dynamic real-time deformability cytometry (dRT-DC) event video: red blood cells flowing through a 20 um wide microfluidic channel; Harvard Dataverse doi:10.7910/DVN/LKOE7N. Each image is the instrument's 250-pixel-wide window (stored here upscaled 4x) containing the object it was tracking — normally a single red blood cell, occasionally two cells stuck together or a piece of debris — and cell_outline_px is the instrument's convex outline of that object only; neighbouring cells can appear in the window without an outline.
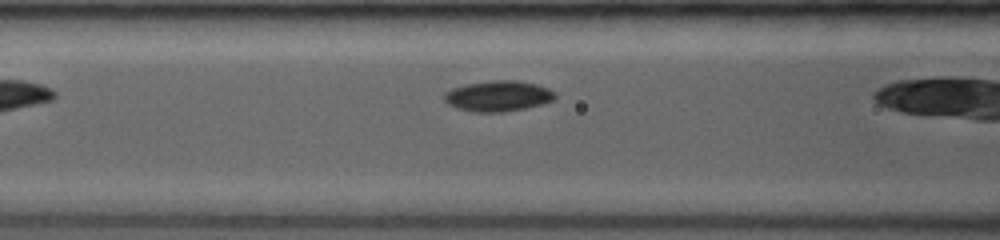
{"species": "common noctule bat (a hibernating species)", "species_latin": "Nyctalus noctula", "temperature_condition": "room temperature", "stored_images_in_passage": 18, "camera_frame_rate_fps": 3500, "um_per_image_px": 0.085, "animal": {"sex": "female", "body_mass_g": 19.0, "forearm_length_mm": 53.3}, "frame": {"image": 1, "passage_image": 3, "time_ms": 1.143, "image_size_px": [1000, 240], "cell_outline_px": [[556, 96], [552, 100], [540, 104], [524, 108], [504, 112], [472, 112], [456, 108], [448, 104], [444, 100], [444, 92], [452, 88], [468, 84], [492, 80], [516, 80], [536, 84], [548, 88], [556, 92]], "centroid_in_image_um": [42.32, 8.16], "position_along_channel_um": 124.3, "area_um2": 19.77}}
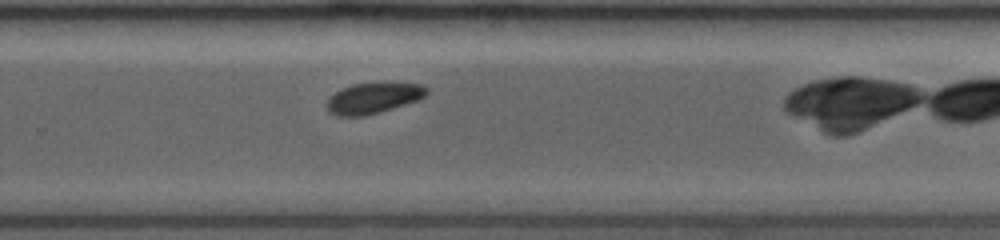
{"frame": {"image": 2, "passage_image": 11, "time_ms": 5.429, "image_size_px": [1000, 240], "cell_outline_px": [[428, 92], [420, 100], [380, 112], [364, 116], [336, 116], [328, 112], [324, 104], [328, 96], [352, 84], [380, 80], [392, 80], [424, 84], [428, 88]], "centroid_in_image_um": [31.76, 8.28], "position_along_channel_um": 298.0, "area_um2": 19.07}}
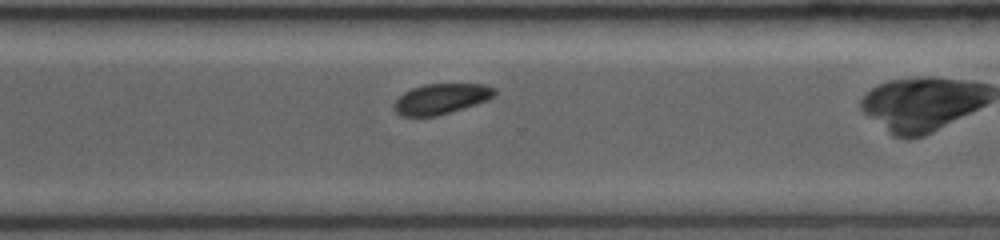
{"frame": {"image": 3, "passage_image": 13, "time_ms": 6.286, "image_size_px": [1000, 240], "cell_outline_px": [[496, 92], [488, 100], [476, 104], [436, 116], [400, 116], [392, 108], [396, 100], [404, 92], [412, 88], [424, 84], [488, 84], [496, 88]], "centroid_in_image_um": [37.49, 8.39], "position_along_channel_um": 333.1, "area_um2": 17.8}}